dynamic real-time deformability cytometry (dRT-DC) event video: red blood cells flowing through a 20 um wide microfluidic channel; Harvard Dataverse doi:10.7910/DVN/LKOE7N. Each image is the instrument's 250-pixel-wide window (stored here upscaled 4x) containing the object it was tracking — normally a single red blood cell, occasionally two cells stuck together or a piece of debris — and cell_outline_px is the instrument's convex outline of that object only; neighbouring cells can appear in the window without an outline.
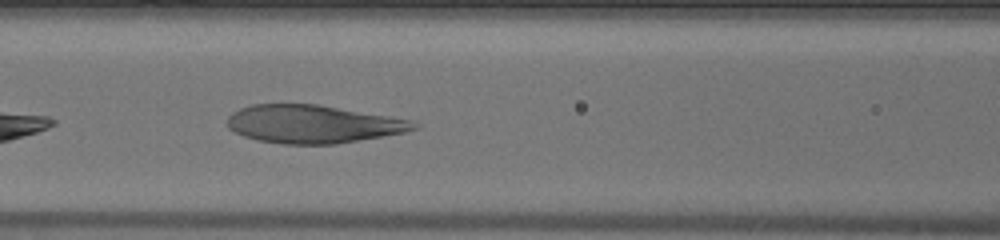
{"species": "human", "species_latin": "Homo sapiens", "temperature_condition": "warm", "stored_images_in_passage": 30, "camera_frame_rate_fps": 3000, "um_per_image_px": 0.085, "donor": {"sex": "male"}, "frame": {"image": 1, "passage_image": 7, "time_ms": 2.0, "image_size_px": [1000, 240], "cell_outline_px": [[420, 128], [404, 132], [360, 140], [336, 144], [284, 144], [260, 140], [244, 136], [228, 128], [228, 116], [232, 112], [240, 108], [252, 104], [320, 104], [412, 120], [420, 124]], "centroid_in_image_um": [26.63, 10.54], "position_along_channel_um": 140.0, "area_um2": 41.38}}
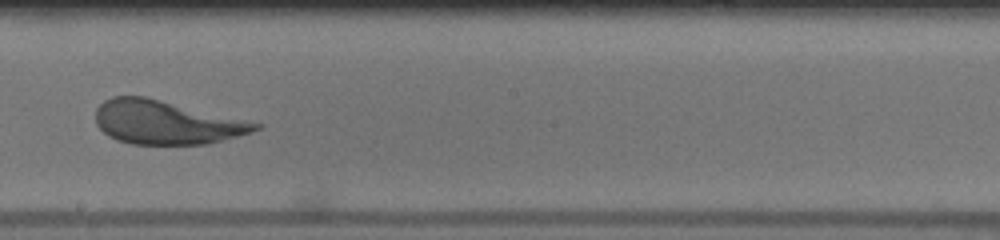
{"frame": {"image": 2, "passage_image": 14, "time_ms": 4.333, "image_size_px": [1000, 240], "cell_outline_px": [[264, 124], [260, 128], [236, 136], [208, 144], [132, 144], [116, 140], [108, 136], [96, 124], [96, 108], [104, 100], [112, 96], [144, 96]], "centroid_in_image_um": [14.08, 10.4], "position_along_channel_um": 234.1, "area_um2": 40.34}}
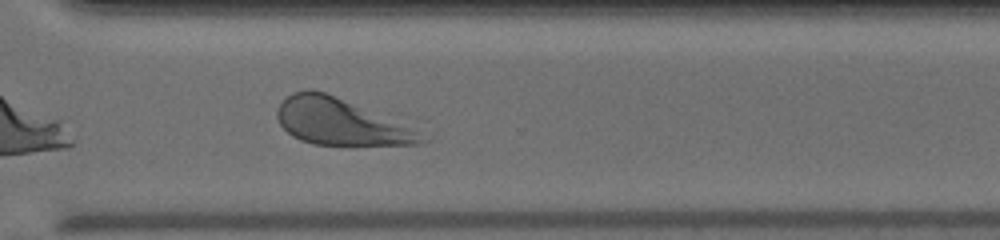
{"frame": {"image": 3, "passage_image": 22, "time_ms": 7.0, "image_size_px": [1000, 240], "cell_outline_px": [[428, 140], [420, 144], [312, 144], [300, 140], [292, 136], [280, 124], [276, 116], [276, 108], [292, 92], [312, 88], [324, 92], [408, 128], [416, 132]], "centroid_in_image_um": [28.76, 10.36], "position_along_channel_um": 341.8, "area_um2": 37.17}, "authors_computed_cell_mechanics": {"area_um2": 41.2114, "velocity_mm_per_s": 4.0405, "shape_relaxation_time_tau1_ms": 3.3091, "shape_relaxation_time_tau2_ms": 1.1857, "deformation_change_tau1": 0.1893, "deformation_change_tau2": 0.0843}}